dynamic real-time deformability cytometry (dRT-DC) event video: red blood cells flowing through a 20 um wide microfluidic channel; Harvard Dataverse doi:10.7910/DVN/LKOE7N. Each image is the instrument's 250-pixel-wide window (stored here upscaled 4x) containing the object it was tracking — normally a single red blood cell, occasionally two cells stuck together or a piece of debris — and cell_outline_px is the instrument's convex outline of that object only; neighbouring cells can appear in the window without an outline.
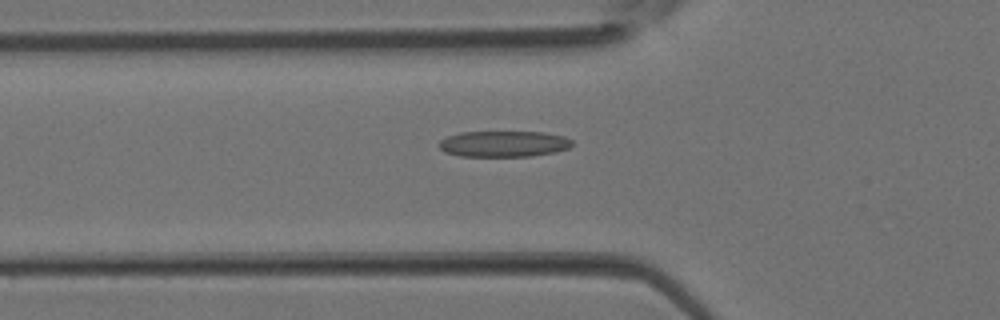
{"species": "Egyptian fruit bat (a non-hibernating species)", "species_latin": "Rousettus aegyptiacus", "temperature_condition": "room temperature", "stored_images_in_passage": 35, "camera_frame_rate_fps": 3000, "um_per_image_px": 0.085, "animal": {"sex": "female"}, "frame": {"image": 1, "passage_image": 13, "time_ms": 4.0, "image_size_px": [1000, 320], "cell_outline_px": [[572, 144], [568, 148], [556, 152], [532, 156], [460, 156], [444, 152], [440, 148], [440, 140], [448, 136], [460, 132], [544, 132], [564, 136], [572, 140]], "centroid_in_image_um": [42.83, 12.23], "position_along_channel_um": 83.0, "area_um2": 20.17}}
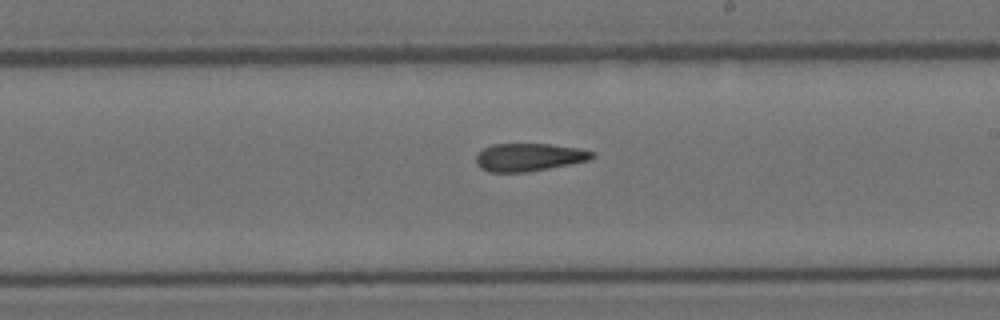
{"frame": {"image": 2, "passage_image": 22, "time_ms": 7.0, "image_size_px": [1000, 320], "cell_outline_px": [[596, 156], [592, 160], [528, 172], [488, 172], [480, 168], [476, 164], [476, 156], [484, 148], [492, 144], [552, 144], [576, 148], [596, 152]], "centroid_in_image_um": [44.99, 13.37], "position_along_channel_um": 244.0, "area_um2": 19.02}}
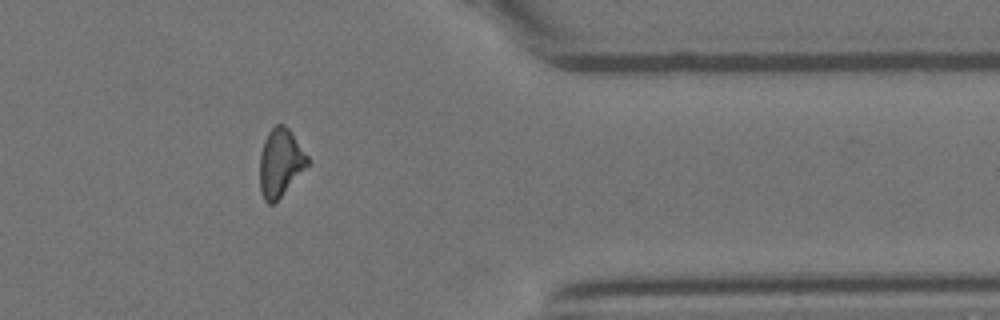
{"frame": {"image": 3, "passage_image": 31, "time_ms": 10.0, "image_size_px": [1000, 320], "cell_outline_px": [[308, 164], [280, 196], [272, 204], [268, 204], [264, 200], [260, 188], [260, 152], [264, 140], [268, 132], [276, 124], [284, 124], [292, 132], [308, 156]], "centroid_in_image_um": [23.81, 13.78], "position_along_channel_um": 387.6, "area_um2": 18.55}}